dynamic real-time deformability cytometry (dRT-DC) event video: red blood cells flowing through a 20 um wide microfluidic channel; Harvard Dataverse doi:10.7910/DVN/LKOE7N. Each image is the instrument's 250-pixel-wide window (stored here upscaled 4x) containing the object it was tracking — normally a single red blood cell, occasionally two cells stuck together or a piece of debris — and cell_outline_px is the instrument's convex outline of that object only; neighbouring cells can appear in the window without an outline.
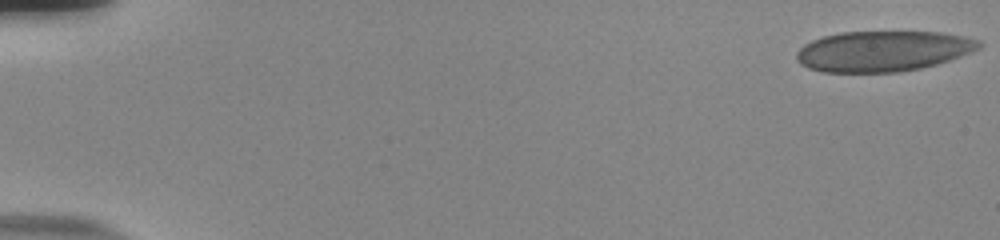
{"species": "human", "species_latin": "Homo sapiens", "temperature_condition": "room temperature", "stored_images_in_passage": 14, "camera_frame_rate_fps": 3000, "um_per_image_px": 0.085, "donor": {"sex": "male"}, "frame": {"image": 1, "passage_image": 1, "time_ms": 0.0, "image_size_px": [1000, 240], "cell_outline_px": [[980, 48], [960, 56], [936, 64], [920, 68], [900, 72], [824, 72], [808, 68], [800, 64], [796, 60], [796, 52], [804, 44], [812, 40], [824, 36], [844, 32], [940, 32], [964, 36], [980, 40]], "centroid_in_image_um": [75.02, 4.35], "position_along_channel_um": 10.0, "area_um2": 43.0}}
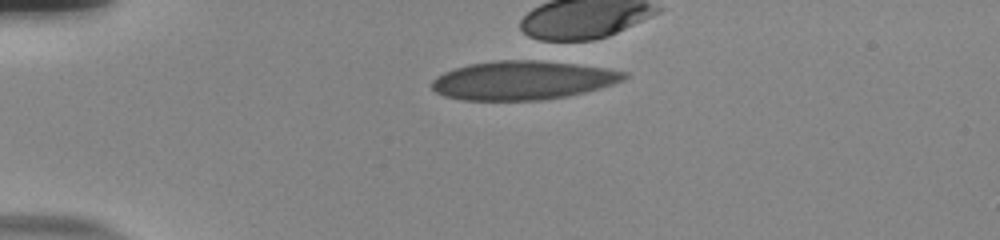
{"frame": {"image": 2, "passage_image": 14, "time_ms": 4.333, "image_size_px": [1000, 240], "cell_outline_px": [[628, 76], [624, 80], [600, 88], [568, 96], [544, 100], [460, 100], [444, 96], [436, 92], [432, 88], [432, 80], [436, 76], [444, 72], [468, 64], [496, 60], [532, 60], [572, 64], [604, 68], [628, 72]], "centroid_in_image_um": [44.4, 6.83], "position_along_channel_um": 40.6, "area_um2": 43.35}}